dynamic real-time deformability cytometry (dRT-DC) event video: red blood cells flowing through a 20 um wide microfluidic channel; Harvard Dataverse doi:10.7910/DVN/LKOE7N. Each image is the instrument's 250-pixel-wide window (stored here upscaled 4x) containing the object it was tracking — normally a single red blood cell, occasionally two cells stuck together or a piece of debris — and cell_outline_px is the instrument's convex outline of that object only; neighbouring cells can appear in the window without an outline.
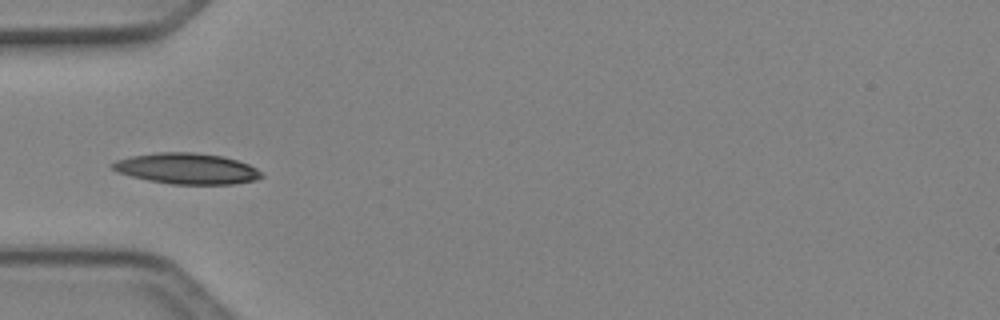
{"species": "Egyptian fruit bat (a non-hibernating species)", "species_latin": "Rousettus aegyptiacus", "temperature_condition": "cold", "stored_images_in_passage": 5, "camera_frame_rate_fps": 3000, "um_per_image_px": 0.085, "animal": {"sex": "female"}, "frame": {"image": 1, "passage_image": 5, "time_ms": 1.333, "image_size_px": [1000, 320], "cell_outline_px": [[264, 176], [256, 180], [232, 184], [172, 184], [148, 180], [116, 172], [112, 168], [112, 164], [116, 160], [132, 156], [160, 152], [192, 152], [224, 156], [248, 164], [256, 168]], "centroid_in_image_um": [15.89, 14.33], "position_along_channel_um": 69.1, "area_um2": 26.65}}